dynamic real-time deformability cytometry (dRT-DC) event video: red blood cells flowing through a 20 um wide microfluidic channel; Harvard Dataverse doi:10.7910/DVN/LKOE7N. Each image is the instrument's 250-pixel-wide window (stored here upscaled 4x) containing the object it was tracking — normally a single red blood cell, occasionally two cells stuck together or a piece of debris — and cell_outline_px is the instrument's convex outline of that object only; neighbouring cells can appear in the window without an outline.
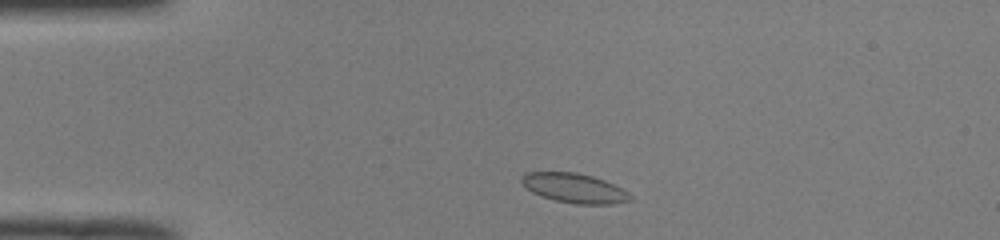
{"species": "common noctule bat (a hibernating species)", "species_latin": "Nyctalus noctula", "temperature_condition": "room temperature", "stored_images_in_passage": 42, "camera_frame_rate_fps": 3000, "um_per_image_px": 0.085, "animal": {"sex": "male", "body_mass_g": 19.0, "forearm_length_mm": 50.8}, "frame": {"image": 1, "passage_image": 3, "time_ms": 0.667, "image_size_px": [1000, 240], "cell_outline_px": [[632, 200], [612, 204], [576, 204], [556, 200], [532, 192], [520, 180], [528, 172], [576, 172], [592, 176], [604, 180], [628, 192], [632, 196]], "centroid_in_image_um": [48.86, 15.99], "position_along_channel_um": 36.1, "area_um2": 18.32}}
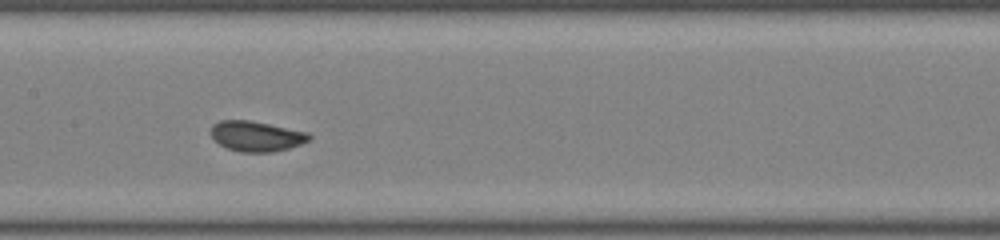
{"frame": {"image": 2, "passage_image": 17, "time_ms": 5.333, "image_size_px": [1000, 240], "cell_outline_px": [[312, 136], [308, 140], [300, 144], [288, 148], [272, 152], [240, 152], [228, 148], [220, 144], [212, 136], [212, 124], [220, 120], [248, 120], [308, 132]], "centroid_in_image_um": [21.79, 11.57], "position_along_channel_um": 185.6, "area_um2": 17.05}}
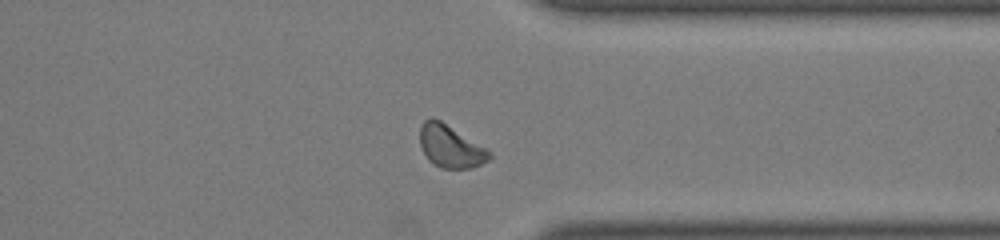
{"frame": {"image": 3, "passage_image": 31, "time_ms": 10.0, "image_size_px": [1000, 240], "cell_outline_px": [[492, 156], [488, 160], [472, 168], [440, 168], [428, 160], [420, 144], [420, 124], [424, 120], [432, 116], [440, 120], [488, 148], [492, 152]], "centroid_in_image_um": [38.3, 12.42], "position_along_channel_um": 373.1, "area_um2": 17.4}, "authors_computed_cell_mechanics": {"area_um2": 17.3111, "velocity_mm_per_s": 4.0487, "shape_relaxation_time_tau1_ms": 1.9435, "shape_relaxation_time_tau2_ms": null, "deformation_change_tau1": 0.062, "deformation_change_tau2": null}}